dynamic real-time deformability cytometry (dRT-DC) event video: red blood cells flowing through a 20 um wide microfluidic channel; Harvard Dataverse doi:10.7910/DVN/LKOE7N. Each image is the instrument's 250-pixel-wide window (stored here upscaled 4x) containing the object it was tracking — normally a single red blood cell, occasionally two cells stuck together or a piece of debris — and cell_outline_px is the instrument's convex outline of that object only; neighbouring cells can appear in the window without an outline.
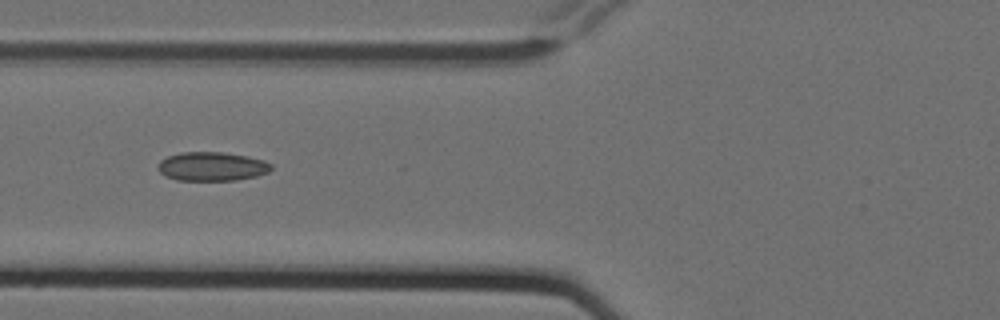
{"species": "Egyptian fruit bat (a non-hibernating species)", "species_latin": "Rousettus aegyptiacus", "temperature_condition": "cold", "stored_images_in_passage": 8, "camera_frame_rate_fps": 3000, "um_per_image_px": 0.085, "animal": {"sex": "female"}, "frame": {"image": 1, "passage_image": 5, "time_ms": 1.333, "image_size_px": [1000, 320], "cell_outline_px": [[272, 168], [268, 172], [256, 176], [236, 180], [176, 180], [164, 176], [156, 168], [160, 160], [168, 156], [180, 152], [224, 152], [248, 156], [264, 160], [272, 164]], "centroid_in_image_um": [17.99, 14.14], "position_along_channel_um": 107.8, "area_um2": 19.25}}
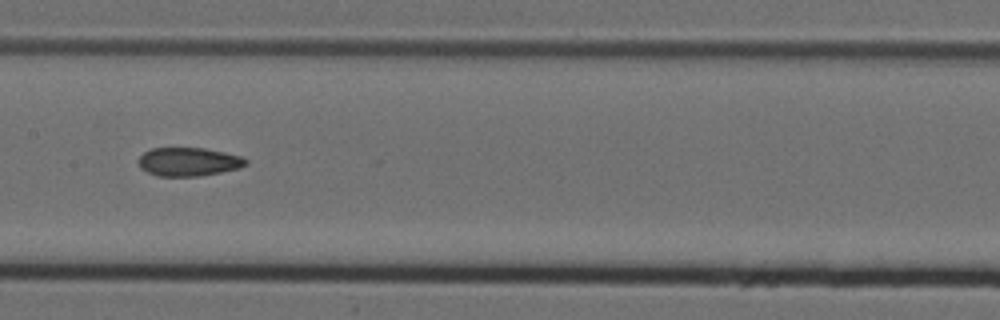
{"frame": {"image": 2, "passage_image": 7, "time_ms": 2.0, "image_size_px": [1000, 320], "cell_outline_px": [[248, 164], [240, 168], [200, 176], [156, 176], [140, 168], [140, 156], [144, 152], [152, 148], [204, 148], [224, 152], [240, 156], [248, 160]], "centroid_in_image_um": [16.05, 13.75], "position_along_channel_um": 191.4, "area_um2": 17.8}}
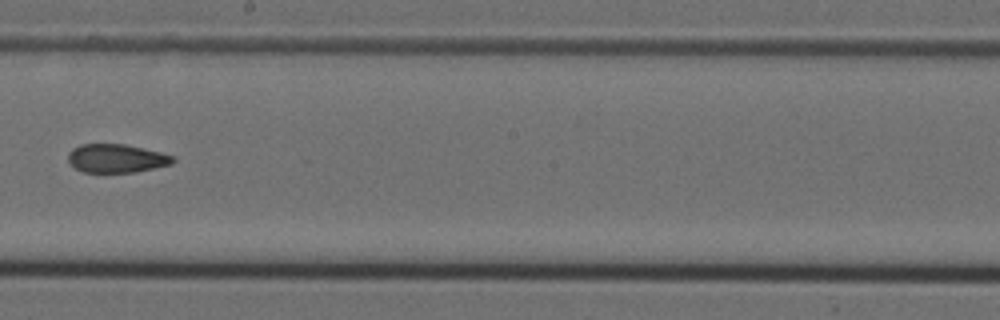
{"frame": {"image": 3, "passage_image": 8, "time_ms": 2.333, "image_size_px": [1000, 320], "cell_outline_px": [[176, 160], [172, 164], [136, 172], [84, 172], [76, 168], [68, 160], [68, 152], [72, 148], [80, 144], [124, 144], [144, 148], [176, 156]], "centroid_in_image_um": [9.93, 13.45], "position_along_channel_um": 238.3, "area_um2": 17.51}}